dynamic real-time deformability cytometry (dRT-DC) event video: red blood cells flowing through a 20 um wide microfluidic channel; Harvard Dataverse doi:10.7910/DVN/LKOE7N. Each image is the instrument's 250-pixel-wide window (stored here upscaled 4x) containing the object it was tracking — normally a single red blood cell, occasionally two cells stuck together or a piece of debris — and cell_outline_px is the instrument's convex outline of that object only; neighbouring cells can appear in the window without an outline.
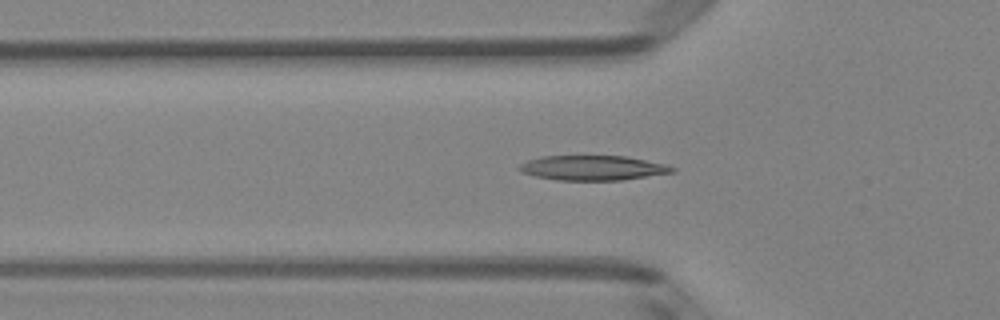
{"species": "Egyptian fruit bat (a non-hibernating species)", "species_latin": "Rousettus aegyptiacus", "temperature_condition": "room temperature", "stored_images_in_passage": 41, "camera_frame_rate_fps": 3000, "um_per_image_px": 0.085, "animal": {"sex": "female"}, "frame": {"image": 1, "passage_image": 7, "time_ms": 2.0, "image_size_px": [1000, 320], "cell_outline_px": [[676, 172], [624, 180], [556, 180], [536, 176], [524, 172], [516, 168], [520, 164], [528, 160], [540, 156], [624, 156], [664, 164], [676, 168]], "centroid_in_image_um": [50.39, 14.27], "position_along_channel_um": 75.4, "area_um2": 22.02}}
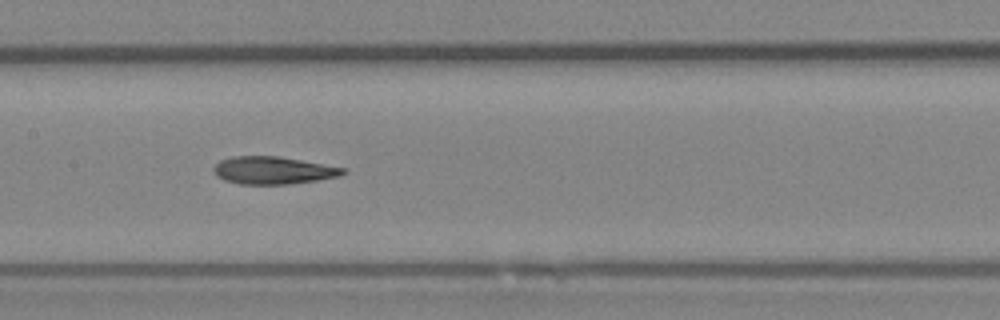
{"frame": {"image": 2, "passage_image": 15, "time_ms": 4.667, "image_size_px": [1000, 320], "cell_outline_px": [[348, 172], [340, 176], [316, 180], [288, 184], [240, 184], [224, 180], [216, 176], [212, 172], [212, 168], [220, 160], [232, 156], [276, 156], [348, 168]], "centroid_in_image_um": [23.21, 14.48], "position_along_channel_um": 184.2, "area_um2": 20.87}}
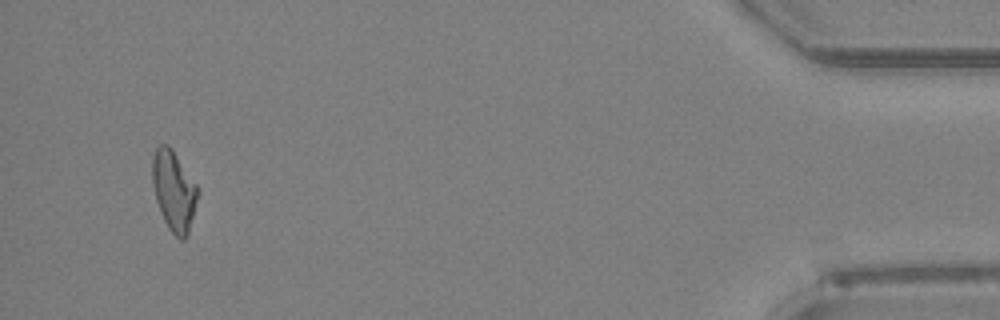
{"frame": {"image": 3, "passage_image": 38, "time_ms": 12.333, "image_size_px": [1000, 320], "cell_outline_px": [[200, 192], [188, 236], [184, 240], [180, 240], [168, 228], [160, 212], [156, 200], [152, 184], [152, 156], [156, 148], [160, 144], [168, 144], [172, 148], [196, 184]], "centroid_in_image_um": [14.78, 16.23], "position_along_channel_um": 420.4, "area_um2": 21.5}, "authors_computed_cell_mechanics": {"area_um2": 21.097, "velocity_mm_per_s": 4.0693, "shape_relaxation_time_tau1_ms": 6.1512, "shape_relaxation_time_tau2_ms": 3.6411, "deformation_change_tau1": 0.2059, "deformation_change_tau2": 0.1384}}